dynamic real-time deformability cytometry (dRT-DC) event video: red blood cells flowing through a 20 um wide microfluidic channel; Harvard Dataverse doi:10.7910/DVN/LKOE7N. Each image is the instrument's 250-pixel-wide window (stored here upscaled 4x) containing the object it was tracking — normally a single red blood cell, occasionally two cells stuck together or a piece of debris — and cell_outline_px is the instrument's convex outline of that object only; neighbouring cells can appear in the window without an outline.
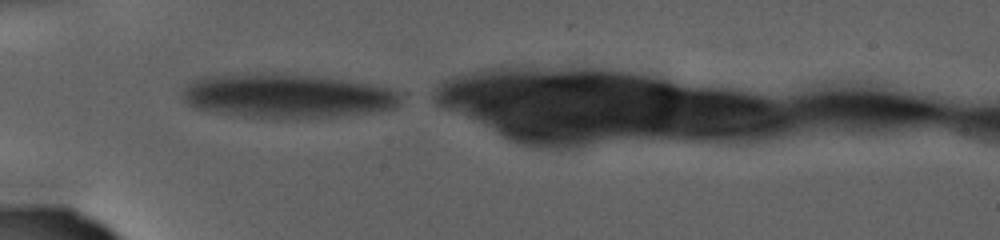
{"species": "human", "species_latin": "Homo sapiens", "temperature_condition": "warm", "stored_images_in_passage": 51, "camera_frame_rate_fps": 3000, "um_per_image_px": 0.085, "donor": {"sex": "female"}, "frame": {"image": 1, "passage_image": 1, "time_ms": 0.0, "image_size_px": [1000, 240], "cell_outline_px": [[400, 104], [396, 108], [380, 112], [356, 116], [296, 120], [260, 120], [236, 116], [196, 108], [188, 104], [180, 96], [184, 88], [188, 84], [200, 76], [300, 76], [340, 80], [388, 88], [396, 92], [400, 96]], "centroid_in_image_um": [24.43, 8.27], "position_along_channel_um": 60.6, "area_um2": 56.07}}
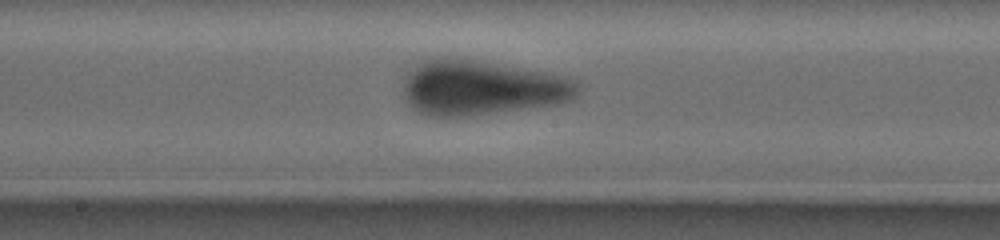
{"frame": {"image": 2, "passage_image": 22, "time_ms": 7.0, "image_size_px": [1000, 240], "cell_outline_px": [[576, 96], [572, 100], [560, 104], [468, 116], [432, 116], [420, 112], [408, 104], [404, 96], [404, 84], [408, 72], [420, 64], [428, 60], [440, 56], [448, 56], [496, 64], [540, 72], [560, 76], [576, 80]], "centroid_in_image_um": [40.91, 7.48], "position_along_channel_um": 207.3, "area_um2": 54.97}}
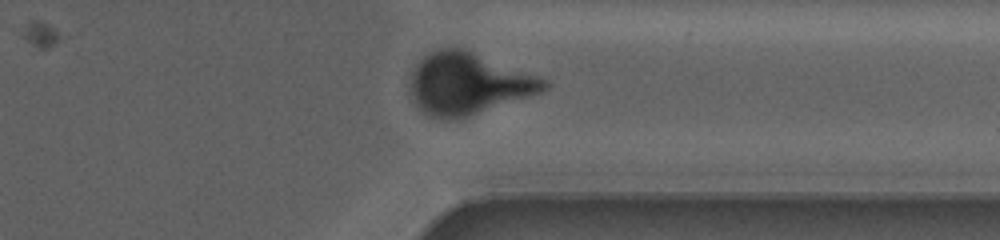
{"frame": {"image": 3, "passage_image": 44, "time_ms": 14.333, "image_size_px": [1000, 240], "cell_outline_px": [[548, 88], [540, 92], [468, 116], [448, 120], [444, 120], [432, 116], [424, 112], [416, 104], [408, 88], [416, 64], [424, 56], [440, 48], [464, 48], [548, 80]], "centroid_in_image_um": [39.77, 7.1], "position_along_channel_um": 371.6, "area_um2": 47.4}}